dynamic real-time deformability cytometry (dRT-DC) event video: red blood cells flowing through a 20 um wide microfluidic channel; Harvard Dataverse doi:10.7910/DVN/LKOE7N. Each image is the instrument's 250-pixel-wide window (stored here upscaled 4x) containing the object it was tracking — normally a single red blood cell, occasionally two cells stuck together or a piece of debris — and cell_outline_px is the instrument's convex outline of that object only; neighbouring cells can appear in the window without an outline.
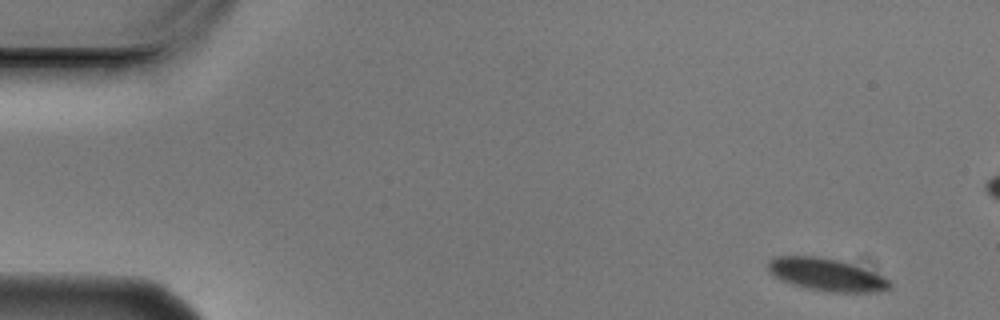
{"species": "Egyptian fruit bat (a non-hibernating species)", "species_latin": "Rousettus aegyptiacus", "temperature_condition": "cold", "stored_images_in_passage": 5, "camera_frame_rate_fps": 3000, "um_per_image_px": 0.085, "animal": {"sex": "male"}, "frame": {"image": 1, "passage_image": 1, "time_ms": 0.0, "image_size_px": [1000, 320], "cell_outline_px": [[892, 284], [888, 288], [880, 292], [832, 292], [808, 288], [792, 284], [772, 276], [768, 272], [768, 260], [776, 256], [820, 256], [840, 260], [872, 272], [888, 280]], "centroid_in_image_um": [70.19, 23.33], "position_along_channel_um": 14.8, "area_um2": 22.89}}